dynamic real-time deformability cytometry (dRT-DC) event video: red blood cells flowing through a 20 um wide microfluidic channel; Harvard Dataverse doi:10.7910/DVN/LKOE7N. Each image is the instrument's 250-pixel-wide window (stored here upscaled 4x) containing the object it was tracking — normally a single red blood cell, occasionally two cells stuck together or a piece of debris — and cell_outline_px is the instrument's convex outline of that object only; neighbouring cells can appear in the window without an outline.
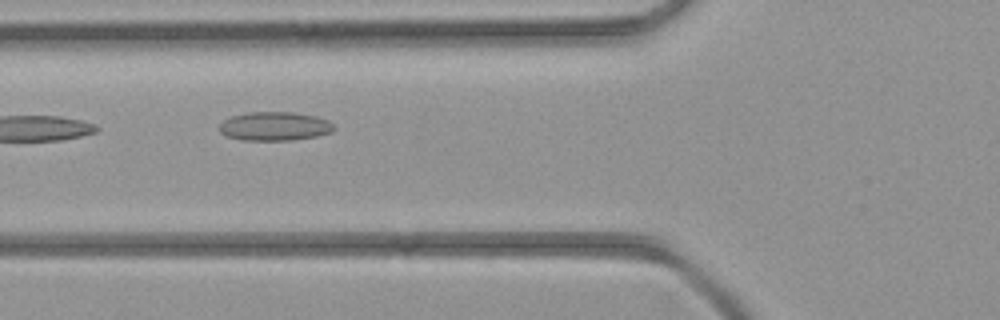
{"species": "common noctule bat (a hibernating species)", "species_latin": "Nyctalus noctula", "temperature_condition": "room temperature", "stored_images_in_passage": 2, "camera_frame_rate_fps": 3000, "um_per_image_px": 0.085, "animal": {"sex": "female", "body_mass_g": 21.9}, "frame": {"image": 1, "passage_image": 2, "time_ms": 1.0, "image_size_px": [1000, 320], "cell_outline_px": [[336, 128], [332, 132], [316, 136], [292, 140], [240, 140], [228, 136], [220, 132], [220, 124], [224, 120], [232, 116], [248, 112], [292, 112], [316, 116], [328, 120]], "centroid_in_image_um": [23.36, 10.73], "position_along_channel_um": 102.4, "area_um2": 19.19}}